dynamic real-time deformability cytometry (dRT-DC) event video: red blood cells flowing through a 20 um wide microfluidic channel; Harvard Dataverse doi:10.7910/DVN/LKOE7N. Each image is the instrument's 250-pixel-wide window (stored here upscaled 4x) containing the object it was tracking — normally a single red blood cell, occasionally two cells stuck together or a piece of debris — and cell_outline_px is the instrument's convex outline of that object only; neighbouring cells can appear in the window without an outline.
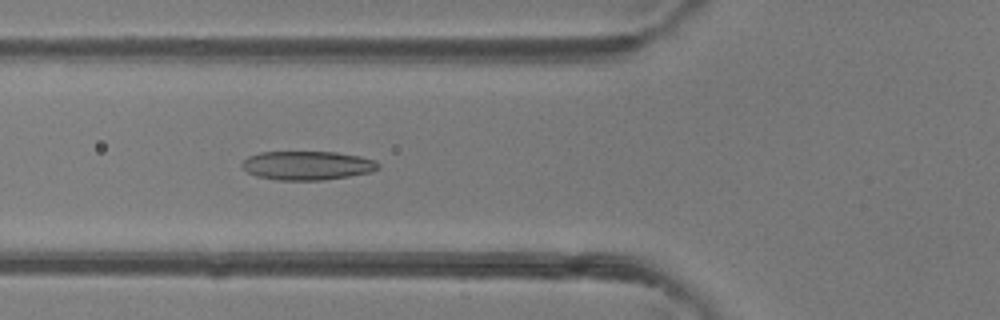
{"species": "common noctule bat (a hibernating species)", "species_latin": "Nyctalus noctula", "temperature_condition": "room temperature", "stored_images_in_passage": 21, "camera_frame_rate_fps": 3000, "um_per_image_px": 0.085, "animal": {"sex": "female"}, "frame": {"image": 1, "passage_image": 3, "time_ms": 0.667, "image_size_px": [1000, 320], "cell_outline_px": [[380, 168], [372, 172], [324, 180], [276, 180], [256, 176], [248, 172], [240, 164], [248, 156], [260, 152], [336, 152], [360, 156], [376, 160], [380, 164]], "centroid_in_image_um": [26.14, 14.06], "position_along_channel_um": 99.7, "area_um2": 23.06}}
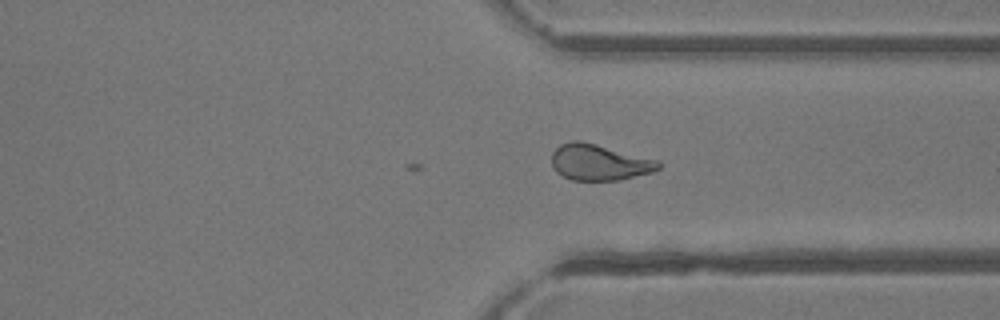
{"frame": {"image": 2, "passage_image": 21, "time_ms": 6.667, "image_size_px": [1000, 320], "cell_outline_px": [[660, 168], [652, 172], [616, 180], [572, 180], [556, 172], [552, 164], [552, 152], [560, 144], [572, 140], [580, 140], [660, 160]], "centroid_in_image_um": [50.93, 13.78], "position_along_channel_um": 360.5, "area_um2": 22.37}}